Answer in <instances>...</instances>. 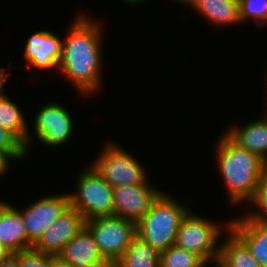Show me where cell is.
Listing matches in <instances>:
<instances>
[{
  "instance_id": "obj_11",
  "label": "cell",
  "mask_w": 267,
  "mask_h": 267,
  "mask_svg": "<svg viewBox=\"0 0 267 267\" xmlns=\"http://www.w3.org/2000/svg\"><path fill=\"white\" fill-rule=\"evenodd\" d=\"M85 218L69 206L57 220L43 233L33 248L41 253L57 256L84 226Z\"/></svg>"
},
{
  "instance_id": "obj_4",
  "label": "cell",
  "mask_w": 267,
  "mask_h": 267,
  "mask_svg": "<svg viewBox=\"0 0 267 267\" xmlns=\"http://www.w3.org/2000/svg\"><path fill=\"white\" fill-rule=\"evenodd\" d=\"M102 257L113 266L137 236V223L117 216H99L86 220Z\"/></svg>"
},
{
  "instance_id": "obj_2",
  "label": "cell",
  "mask_w": 267,
  "mask_h": 267,
  "mask_svg": "<svg viewBox=\"0 0 267 267\" xmlns=\"http://www.w3.org/2000/svg\"><path fill=\"white\" fill-rule=\"evenodd\" d=\"M218 168L224 179L232 204L251 202L267 162L258 155L240 148L225 134L218 141Z\"/></svg>"
},
{
  "instance_id": "obj_27",
  "label": "cell",
  "mask_w": 267,
  "mask_h": 267,
  "mask_svg": "<svg viewBox=\"0 0 267 267\" xmlns=\"http://www.w3.org/2000/svg\"><path fill=\"white\" fill-rule=\"evenodd\" d=\"M52 267H74L71 263L63 260L59 255L52 256Z\"/></svg>"
},
{
  "instance_id": "obj_10",
  "label": "cell",
  "mask_w": 267,
  "mask_h": 267,
  "mask_svg": "<svg viewBox=\"0 0 267 267\" xmlns=\"http://www.w3.org/2000/svg\"><path fill=\"white\" fill-rule=\"evenodd\" d=\"M161 193L149 182L113 187L114 216L138 222Z\"/></svg>"
},
{
  "instance_id": "obj_9",
  "label": "cell",
  "mask_w": 267,
  "mask_h": 267,
  "mask_svg": "<svg viewBox=\"0 0 267 267\" xmlns=\"http://www.w3.org/2000/svg\"><path fill=\"white\" fill-rule=\"evenodd\" d=\"M69 206V194L47 196L28 205L21 212L28 240L34 245Z\"/></svg>"
},
{
  "instance_id": "obj_6",
  "label": "cell",
  "mask_w": 267,
  "mask_h": 267,
  "mask_svg": "<svg viewBox=\"0 0 267 267\" xmlns=\"http://www.w3.org/2000/svg\"><path fill=\"white\" fill-rule=\"evenodd\" d=\"M221 227L189 211L180 223L175 245L199 255L206 263H217L220 253L218 239L224 231Z\"/></svg>"
},
{
  "instance_id": "obj_19",
  "label": "cell",
  "mask_w": 267,
  "mask_h": 267,
  "mask_svg": "<svg viewBox=\"0 0 267 267\" xmlns=\"http://www.w3.org/2000/svg\"><path fill=\"white\" fill-rule=\"evenodd\" d=\"M112 267H161L160 253L136 236Z\"/></svg>"
},
{
  "instance_id": "obj_24",
  "label": "cell",
  "mask_w": 267,
  "mask_h": 267,
  "mask_svg": "<svg viewBox=\"0 0 267 267\" xmlns=\"http://www.w3.org/2000/svg\"><path fill=\"white\" fill-rule=\"evenodd\" d=\"M257 206L255 211L249 212L248 217L267 223V169L260 178L254 199L249 204Z\"/></svg>"
},
{
  "instance_id": "obj_3",
  "label": "cell",
  "mask_w": 267,
  "mask_h": 267,
  "mask_svg": "<svg viewBox=\"0 0 267 267\" xmlns=\"http://www.w3.org/2000/svg\"><path fill=\"white\" fill-rule=\"evenodd\" d=\"M185 207L161 192L137 222V236L159 253L175 245L180 223L190 211Z\"/></svg>"
},
{
  "instance_id": "obj_23",
  "label": "cell",
  "mask_w": 267,
  "mask_h": 267,
  "mask_svg": "<svg viewBox=\"0 0 267 267\" xmlns=\"http://www.w3.org/2000/svg\"><path fill=\"white\" fill-rule=\"evenodd\" d=\"M0 151L9 159H23L27 151L25 146L7 129L0 126Z\"/></svg>"
},
{
  "instance_id": "obj_5",
  "label": "cell",
  "mask_w": 267,
  "mask_h": 267,
  "mask_svg": "<svg viewBox=\"0 0 267 267\" xmlns=\"http://www.w3.org/2000/svg\"><path fill=\"white\" fill-rule=\"evenodd\" d=\"M77 181V192L69 194L70 206L85 220L114 215L113 187L90 165Z\"/></svg>"
},
{
  "instance_id": "obj_12",
  "label": "cell",
  "mask_w": 267,
  "mask_h": 267,
  "mask_svg": "<svg viewBox=\"0 0 267 267\" xmlns=\"http://www.w3.org/2000/svg\"><path fill=\"white\" fill-rule=\"evenodd\" d=\"M62 42L59 36L47 30L33 33L24 48V58L30 63L28 67L38 69L58 67L62 56Z\"/></svg>"
},
{
  "instance_id": "obj_21",
  "label": "cell",
  "mask_w": 267,
  "mask_h": 267,
  "mask_svg": "<svg viewBox=\"0 0 267 267\" xmlns=\"http://www.w3.org/2000/svg\"><path fill=\"white\" fill-rule=\"evenodd\" d=\"M206 264L199 255L176 245L160 252L161 267H204Z\"/></svg>"
},
{
  "instance_id": "obj_17",
  "label": "cell",
  "mask_w": 267,
  "mask_h": 267,
  "mask_svg": "<svg viewBox=\"0 0 267 267\" xmlns=\"http://www.w3.org/2000/svg\"><path fill=\"white\" fill-rule=\"evenodd\" d=\"M190 5L220 27L241 23L238 0H192Z\"/></svg>"
},
{
  "instance_id": "obj_13",
  "label": "cell",
  "mask_w": 267,
  "mask_h": 267,
  "mask_svg": "<svg viewBox=\"0 0 267 267\" xmlns=\"http://www.w3.org/2000/svg\"><path fill=\"white\" fill-rule=\"evenodd\" d=\"M59 256L74 267H112L100 254L86 226L64 245Z\"/></svg>"
},
{
  "instance_id": "obj_14",
  "label": "cell",
  "mask_w": 267,
  "mask_h": 267,
  "mask_svg": "<svg viewBox=\"0 0 267 267\" xmlns=\"http://www.w3.org/2000/svg\"><path fill=\"white\" fill-rule=\"evenodd\" d=\"M229 222V229L247 246L260 267H267V223L247 215Z\"/></svg>"
},
{
  "instance_id": "obj_8",
  "label": "cell",
  "mask_w": 267,
  "mask_h": 267,
  "mask_svg": "<svg viewBox=\"0 0 267 267\" xmlns=\"http://www.w3.org/2000/svg\"><path fill=\"white\" fill-rule=\"evenodd\" d=\"M72 117L59 103L43 105L34 119V130L38 141L43 145L61 146L67 143L73 132Z\"/></svg>"
},
{
  "instance_id": "obj_31",
  "label": "cell",
  "mask_w": 267,
  "mask_h": 267,
  "mask_svg": "<svg viewBox=\"0 0 267 267\" xmlns=\"http://www.w3.org/2000/svg\"><path fill=\"white\" fill-rule=\"evenodd\" d=\"M124 2H127L128 4H140L141 2L143 3L145 0H123Z\"/></svg>"
},
{
  "instance_id": "obj_29",
  "label": "cell",
  "mask_w": 267,
  "mask_h": 267,
  "mask_svg": "<svg viewBox=\"0 0 267 267\" xmlns=\"http://www.w3.org/2000/svg\"><path fill=\"white\" fill-rule=\"evenodd\" d=\"M10 250L0 242V263L10 254Z\"/></svg>"
},
{
  "instance_id": "obj_18",
  "label": "cell",
  "mask_w": 267,
  "mask_h": 267,
  "mask_svg": "<svg viewBox=\"0 0 267 267\" xmlns=\"http://www.w3.org/2000/svg\"><path fill=\"white\" fill-rule=\"evenodd\" d=\"M229 224L223 227L228 231V238L221 244L218 267H260L257 260L251 255L247 246L229 229Z\"/></svg>"
},
{
  "instance_id": "obj_20",
  "label": "cell",
  "mask_w": 267,
  "mask_h": 267,
  "mask_svg": "<svg viewBox=\"0 0 267 267\" xmlns=\"http://www.w3.org/2000/svg\"><path fill=\"white\" fill-rule=\"evenodd\" d=\"M17 105L4 94L0 97V126L10 131L24 146L28 155L30 134L27 122Z\"/></svg>"
},
{
  "instance_id": "obj_16",
  "label": "cell",
  "mask_w": 267,
  "mask_h": 267,
  "mask_svg": "<svg viewBox=\"0 0 267 267\" xmlns=\"http://www.w3.org/2000/svg\"><path fill=\"white\" fill-rule=\"evenodd\" d=\"M246 124L241 128H230L225 135L240 148L258 155L267 162V117Z\"/></svg>"
},
{
  "instance_id": "obj_25",
  "label": "cell",
  "mask_w": 267,
  "mask_h": 267,
  "mask_svg": "<svg viewBox=\"0 0 267 267\" xmlns=\"http://www.w3.org/2000/svg\"><path fill=\"white\" fill-rule=\"evenodd\" d=\"M18 259L20 267H52V256L34 248L19 251Z\"/></svg>"
},
{
  "instance_id": "obj_28",
  "label": "cell",
  "mask_w": 267,
  "mask_h": 267,
  "mask_svg": "<svg viewBox=\"0 0 267 267\" xmlns=\"http://www.w3.org/2000/svg\"><path fill=\"white\" fill-rule=\"evenodd\" d=\"M9 159L0 151V175L4 174L9 168Z\"/></svg>"
},
{
  "instance_id": "obj_15",
  "label": "cell",
  "mask_w": 267,
  "mask_h": 267,
  "mask_svg": "<svg viewBox=\"0 0 267 267\" xmlns=\"http://www.w3.org/2000/svg\"><path fill=\"white\" fill-rule=\"evenodd\" d=\"M12 205L0 201V242L10 252H19L33 248L28 240L22 214Z\"/></svg>"
},
{
  "instance_id": "obj_7",
  "label": "cell",
  "mask_w": 267,
  "mask_h": 267,
  "mask_svg": "<svg viewBox=\"0 0 267 267\" xmlns=\"http://www.w3.org/2000/svg\"><path fill=\"white\" fill-rule=\"evenodd\" d=\"M104 148L92 166L110 186L140 185L148 182L145 168L132 155L115 143H108Z\"/></svg>"
},
{
  "instance_id": "obj_1",
  "label": "cell",
  "mask_w": 267,
  "mask_h": 267,
  "mask_svg": "<svg viewBox=\"0 0 267 267\" xmlns=\"http://www.w3.org/2000/svg\"><path fill=\"white\" fill-rule=\"evenodd\" d=\"M71 31L62 42L58 68L83 94L95 92L101 82V29L99 23L77 15ZM95 22V23H93ZM97 23V24H96Z\"/></svg>"
},
{
  "instance_id": "obj_26",
  "label": "cell",
  "mask_w": 267,
  "mask_h": 267,
  "mask_svg": "<svg viewBox=\"0 0 267 267\" xmlns=\"http://www.w3.org/2000/svg\"><path fill=\"white\" fill-rule=\"evenodd\" d=\"M0 267H20L18 252H11L5 259L0 263Z\"/></svg>"
},
{
  "instance_id": "obj_22",
  "label": "cell",
  "mask_w": 267,
  "mask_h": 267,
  "mask_svg": "<svg viewBox=\"0 0 267 267\" xmlns=\"http://www.w3.org/2000/svg\"><path fill=\"white\" fill-rule=\"evenodd\" d=\"M240 19L245 22L252 17L258 25L267 24V0H238ZM261 22V23H260Z\"/></svg>"
},
{
  "instance_id": "obj_30",
  "label": "cell",
  "mask_w": 267,
  "mask_h": 267,
  "mask_svg": "<svg viewBox=\"0 0 267 267\" xmlns=\"http://www.w3.org/2000/svg\"><path fill=\"white\" fill-rule=\"evenodd\" d=\"M4 73H5V69L0 67V97L3 95V93H1V92H3L2 90H4L2 88L4 86V82L6 79Z\"/></svg>"
},
{
  "instance_id": "obj_32",
  "label": "cell",
  "mask_w": 267,
  "mask_h": 267,
  "mask_svg": "<svg viewBox=\"0 0 267 267\" xmlns=\"http://www.w3.org/2000/svg\"><path fill=\"white\" fill-rule=\"evenodd\" d=\"M175 1H180L181 3L183 2V4H190L192 0H175Z\"/></svg>"
}]
</instances>
